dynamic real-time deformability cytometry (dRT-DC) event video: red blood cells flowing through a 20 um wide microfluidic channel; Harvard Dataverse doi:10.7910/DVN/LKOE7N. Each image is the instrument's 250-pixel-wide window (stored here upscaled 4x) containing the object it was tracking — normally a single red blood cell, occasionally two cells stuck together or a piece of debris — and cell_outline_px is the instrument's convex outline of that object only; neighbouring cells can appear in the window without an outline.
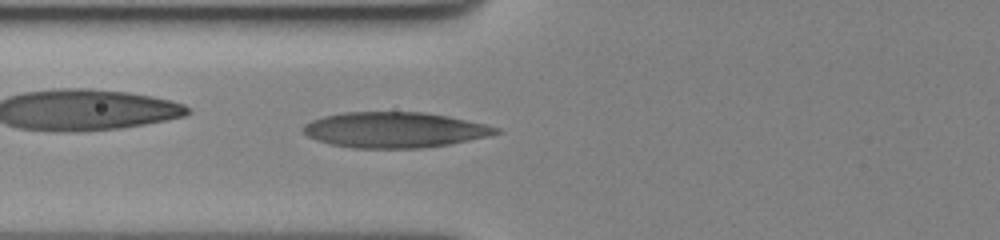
{"species": "human", "species_latin": "Homo sapiens", "temperature_condition": "cold", "stored_images_in_passage": 55, "camera_frame_rate_fps": 3000, "um_per_image_px": 0.085, "donor": {"sex": "female"}, "frame": {"image": 1, "passage_image": 21, "time_ms": 6.667, "image_size_px": [1000, 240], "cell_outline_px": [[500, 132], [488, 136], [448, 144], [420, 148], [352, 148], [332, 144], [316, 140], [308, 136], [300, 128], [304, 124], [312, 120], [324, 116], [344, 112], [424, 112], [448, 116], [484, 124], [500, 128]], "centroid_in_image_um": [33.5, 11.04], "position_along_channel_um": 92.3, "area_um2": 39.77}}
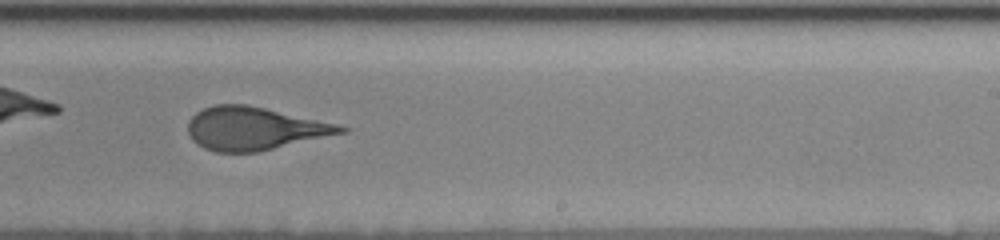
{"frame": {"image": 2, "passage_image": 36, "time_ms": 11.667, "image_size_px": [1000, 240], "cell_outline_px": [[348, 132], [256, 152], [216, 152], [204, 148], [192, 140], [188, 132], [188, 120], [196, 112], [212, 104], [248, 104], [336, 124], [348, 128]], "centroid_in_image_um": [21.58, 10.92], "position_along_channel_um": 267.4, "area_um2": 38.09}}
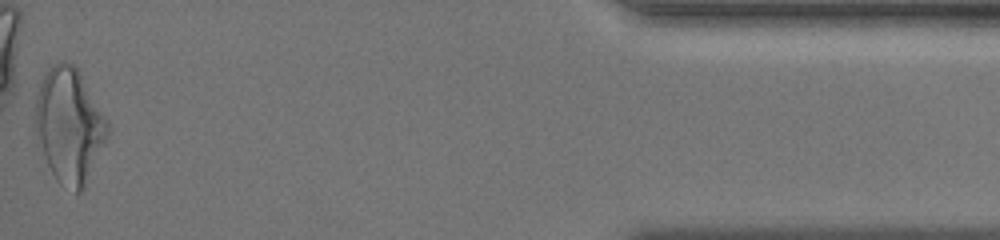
{"frame": {"image": 3, "passage_image": 55, "time_ms": 18.0, "image_size_px": [1000, 240], "cell_outline_px": [[108, 136], [84, 188], [80, 192], [76, 192], [60, 184], [56, 180], [48, 164], [44, 152], [36, 124], [36, 100], [40, 84], [44, 76], [56, 64], [64, 60], [72, 64], [80, 72], [104, 116], [108, 124]], "centroid_in_image_um": [5.92, 10.68], "position_along_channel_um": 429.3, "area_um2": 46.7}, "authors_computed_cell_mechanics": {"area_um2": 38.0902, "velocity_mm_per_s": 3.4977, "shape_relaxation_time_tau1_ms": 4.3608, "shape_relaxation_time_tau2_ms": 0.9837, "deformation_change_tau1": 0.163, "deformation_change_tau2": 0.0941}}